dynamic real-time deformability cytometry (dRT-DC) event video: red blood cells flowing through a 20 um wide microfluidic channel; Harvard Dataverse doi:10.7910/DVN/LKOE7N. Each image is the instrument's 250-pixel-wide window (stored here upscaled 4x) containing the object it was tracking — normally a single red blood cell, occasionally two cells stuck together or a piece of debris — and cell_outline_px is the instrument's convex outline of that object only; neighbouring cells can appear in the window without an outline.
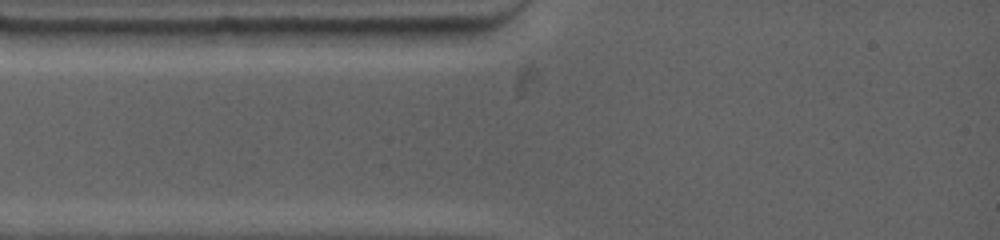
{"species": "common noctule bat (a hibernating species)", "species_latin": "Nyctalus noctula", "temperature_condition": "warm", "stored_images_in_passage": 2, "camera_frame_rate_fps": 4500, "um_per_image_px": 0.085, "animal": {"sex": "female", "body_mass_g": 19.0, "forearm_length_mm": 53.3}, "frame": {"image": 1, "passage_image": 1, "time_ms": 0.0, "image_size_px": [1000, 240], "cell_outline_px": [[188, 32], [180, 44], [156, 48], [116, 44], [68, 32], [72, 28], [168, 28]], "centroid_in_image_um": [11.45, 3.07], "position_along_channel_um": 73.6, "area_um2": 12.02}}